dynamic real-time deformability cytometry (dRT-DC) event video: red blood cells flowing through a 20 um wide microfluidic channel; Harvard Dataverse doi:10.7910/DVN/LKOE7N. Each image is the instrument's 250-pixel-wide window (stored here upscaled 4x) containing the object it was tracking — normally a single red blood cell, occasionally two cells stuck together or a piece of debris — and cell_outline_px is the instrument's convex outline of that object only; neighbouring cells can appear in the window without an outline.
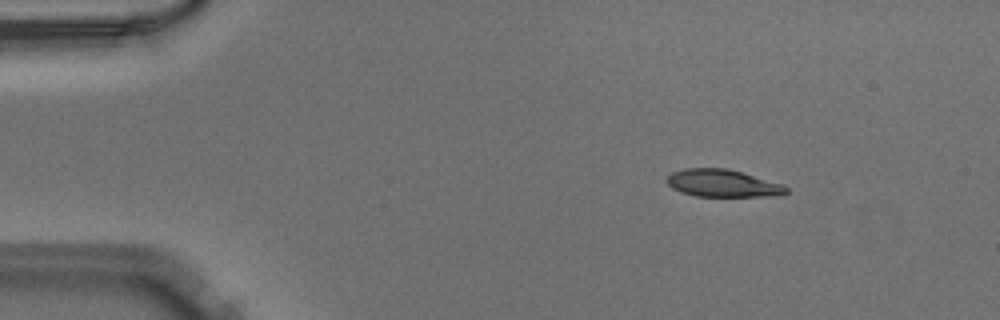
{"species": "Egyptian fruit bat (a non-hibernating species)", "species_latin": "Rousettus aegyptiacus", "temperature_condition": "warm", "stored_images_in_passage": 51, "camera_frame_rate_fps": 3000, "um_per_image_px": 0.085, "animal": {"sex": "male"}, "frame": {"image": 1, "passage_image": 8, "time_ms": 2.333, "image_size_px": [1000, 320], "cell_outline_px": [[788, 192], [784, 196], [696, 196], [680, 192], [672, 188], [664, 180], [672, 172], [684, 168], [728, 168], [784, 184], [788, 188]], "centroid_in_image_um": [61.45, 15.58], "position_along_channel_um": 23.5, "area_um2": 19.36}}
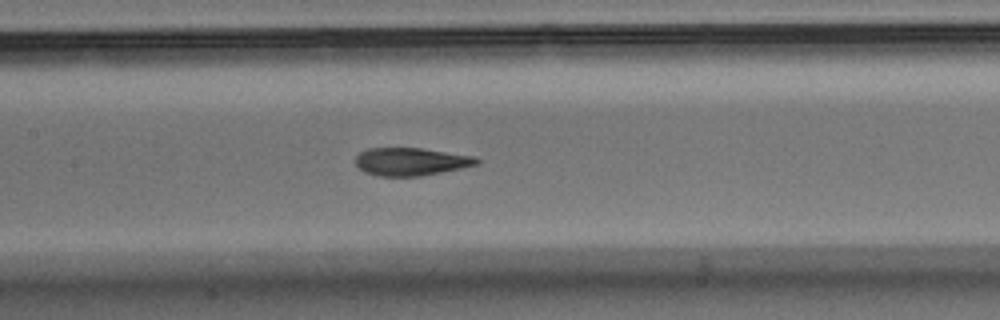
{"frame": {"image": 2, "passage_image": 25, "time_ms": 8.0, "image_size_px": [1000, 320], "cell_outline_px": [[480, 164], [420, 176], [380, 176], [364, 172], [356, 164], [356, 156], [360, 152], [368, 148], [420, 148], [476, 156], [480, 160]], "centroid_in_image_um": [34.94, 13.73], "position_along_channel_um": 172.5, "area_um2": 19.59}}
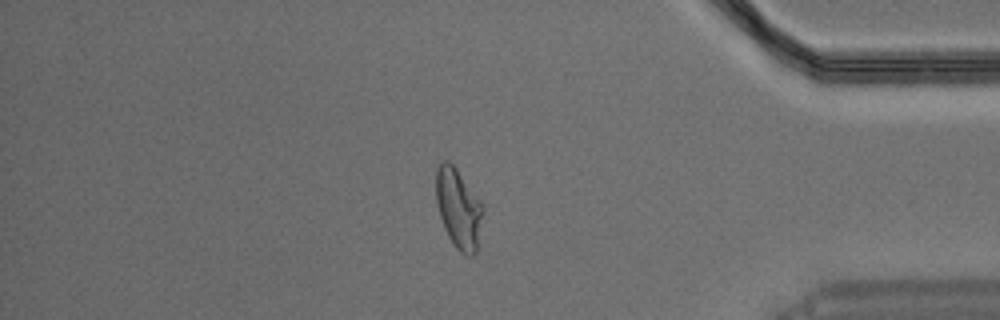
{"frame": {"image": 3, "passage_image": 44, "time_ms": 14.333, "image_size_px": [1000, 320], "cell_outline_px": [[484, 208], [476, 252], [472, 256], [464, 256], [456, 248], [448, 236], [444, 228], [440, 216], [436, 200], [436, 168], [444, 160], [448, 160], [456, 168], [484, 204]], "centroid_in_image_um": [38.98, 17.73], "position_along_channel_um": 396.2, "area_um2": 21.91}}